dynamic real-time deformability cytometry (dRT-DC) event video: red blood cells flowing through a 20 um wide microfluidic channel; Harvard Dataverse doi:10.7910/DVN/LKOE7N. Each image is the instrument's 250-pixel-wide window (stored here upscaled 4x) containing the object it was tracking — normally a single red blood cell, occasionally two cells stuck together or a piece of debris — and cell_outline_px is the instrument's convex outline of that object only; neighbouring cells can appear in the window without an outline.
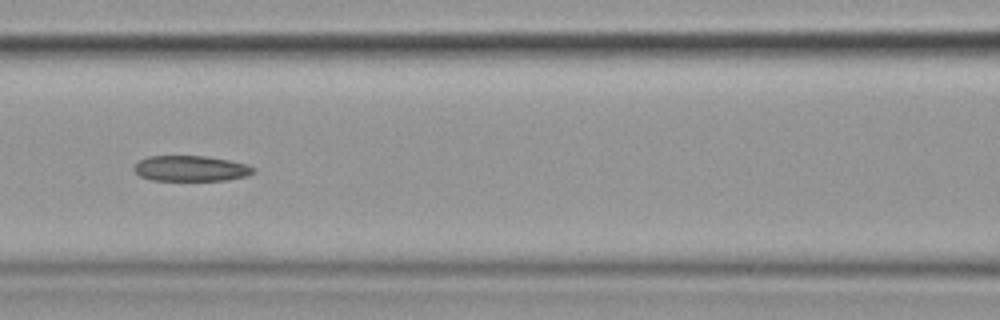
{"species": "common noctule bat (a hibernating species)", "species_latin": "Nyctalus noctula", "temperature_condition": "cold", "stored_images_in_passage": 15, "camera_frame_rate_fps": 3000, "um_per_image_px": 0.085, "animal": {"sex": "female", "body_mass_g": 19.9}, "frame": {"image": 1, "passage_image": 7, "time_ms": 8.0, "image_size_px": [1000, 320], "cell_outline_px": [[256, 172], [248, 176], [228, 180], [152, 180], [140, 176], [132, 168], [140, 160], [148, 156], [204, 156], [228, 160], [244, 164], [256, 168]], "centroid_in_image_um": [16.24, 14.32], "position_along_channel_um": 150.4, "area_um2": 17.74}}
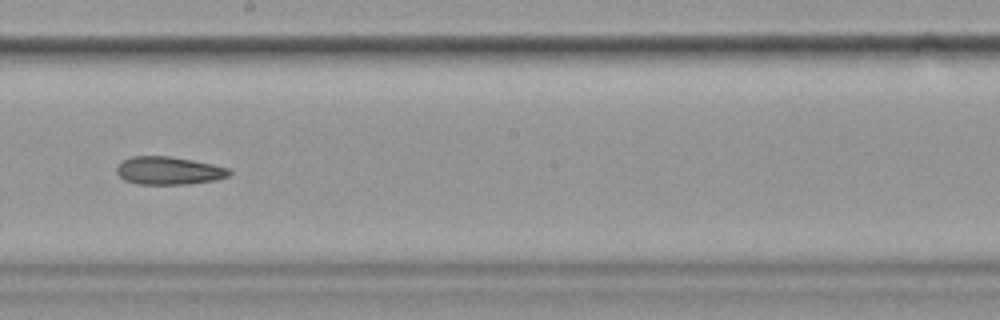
{"frame": {"image": 2, "passage_image": 9, "time_ms": 10.333, "image_size_px": [1000, 320], "cell_outline_px": [[232, 172], [228, 176], [216, 180], [188, 184], [136, 184], [124, 180], [116, 172], [116, 168], [124, 160], [132, 156], [168, 156], [192, 160], [212, 164], [228, 168]], "centroid_in_image_um": [14.34, 14.51], "position_along_channel_um": 233.9, "area_um2": 18.26}}
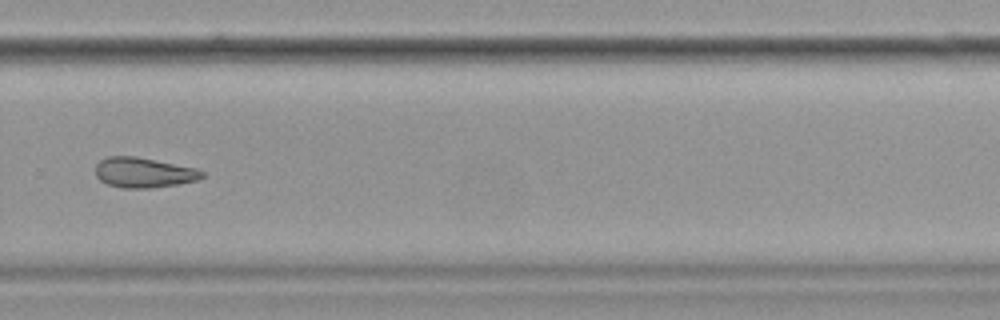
{"frame": {"image": 3, "passage_image": 11, "time_ms": 12.667, "image_size_px": [1000, 320], "cell_outline_px": [[204, 176], [200, 180], [152, 188], [120, 188], [108, 184], [100, 180], [96, 176], [96, 164], [100, 160], [108, 156], [136, 156], [196, 168], [204, 172]], "centroid_in_image_um": [12.22, 14.67], "position_along_channel_um": 317.6, "area_um2": 18.79}, "authors_computed_cell_mechanics": {"area_um2": 19.8832, "velocity_mm_per_s": 3.6036, "shape_relaxation_time_tau1_ms": null, "shape_relaxation_time_tau2_ms": 6.4697, "deformation_change_tau1": null, "deformation_change_tau2": 0.1398}}